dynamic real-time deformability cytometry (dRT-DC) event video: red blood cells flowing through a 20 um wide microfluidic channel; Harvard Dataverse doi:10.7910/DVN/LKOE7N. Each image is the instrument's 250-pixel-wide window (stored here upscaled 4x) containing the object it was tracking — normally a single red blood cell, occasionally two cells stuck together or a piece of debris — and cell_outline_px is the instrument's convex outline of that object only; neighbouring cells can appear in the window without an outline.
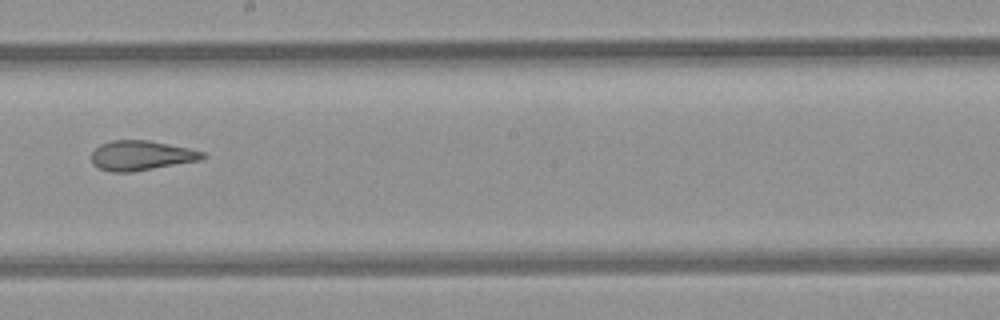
{"species": "common noctule bat (a hibernating species)", "species_latin": "Nyctalus noctula", "temperature_condition": "room temperature", "stored_images_in_passage": 8, "camera_frame_rate_fps": 3000, "um_per_image_px": 0.085, "animal": {"sex": "female", "body_mass_g": 21.9}, "frame": {"image": 1, "passage_image": 6, "time_ms": 1.667, "image_size_px": [1000, 320], "cell_outline_px": [[208, 156], [200, 160], [132, 172], [112, 172], [100, 168], [92, 164], [92, 152], [100, 144], [112, 140], [148, 140], [188, 148], [204, 152]], "centroid_in_image_um": [12.0, 13.22], "position_along_channel_um": 236.2, "area_um2": 19.19}}
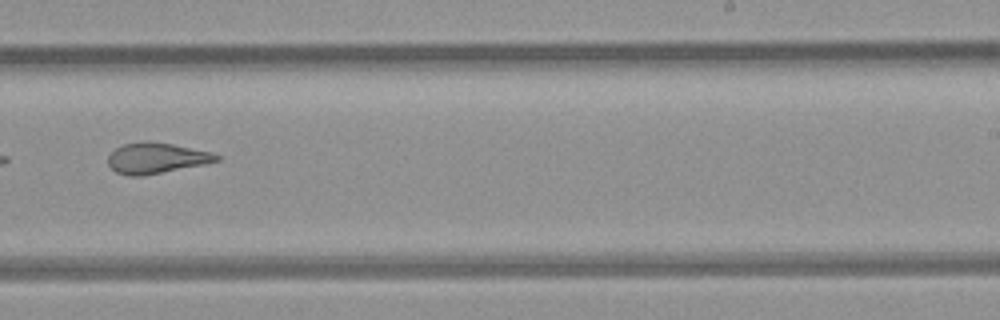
{"frame": {"image": 2, "passage_image": 7, "time_ms": 2.0, "image_size_px": [1000, 320], "cell_outline_px": [[220, 160], [144, 176], [128, 176], [116, 172], [108, 164], [108, 156], [116, 148], [124, 144], [144, 140], [172, 144], [212, 152], [220, 156]], "centroid_in_image_um": [13.25, 13.43], "position_along_channel_um": 275.7, "area_um2": 19.25}}
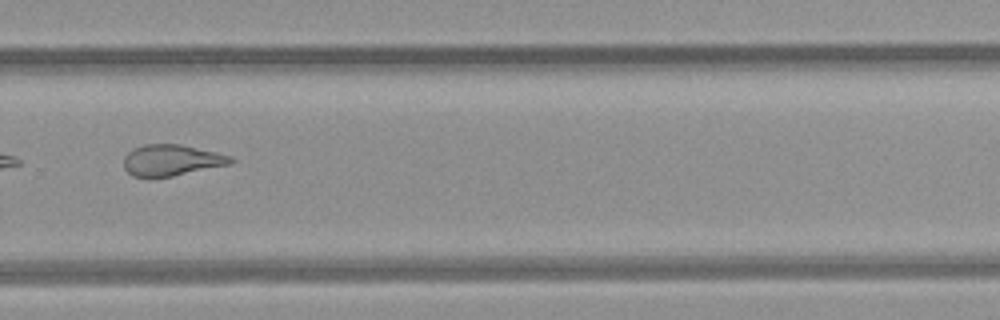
{"frame": {"image": 3, "passage_image": 8, "time_ms": 2.333, "image_size_px": [1000, 320], "cell_outline_px": [[236, 160], [232, 164], [172, 176], [132, 176], [124, 168], [124, 156], [132, 148], [144, 144], [180, 144], [216, 152], [232, 156]], "centroid_in_image_um": [14.6, 13.6], "position_along_channel_um": 315.2, "area_um2": 19.42}}